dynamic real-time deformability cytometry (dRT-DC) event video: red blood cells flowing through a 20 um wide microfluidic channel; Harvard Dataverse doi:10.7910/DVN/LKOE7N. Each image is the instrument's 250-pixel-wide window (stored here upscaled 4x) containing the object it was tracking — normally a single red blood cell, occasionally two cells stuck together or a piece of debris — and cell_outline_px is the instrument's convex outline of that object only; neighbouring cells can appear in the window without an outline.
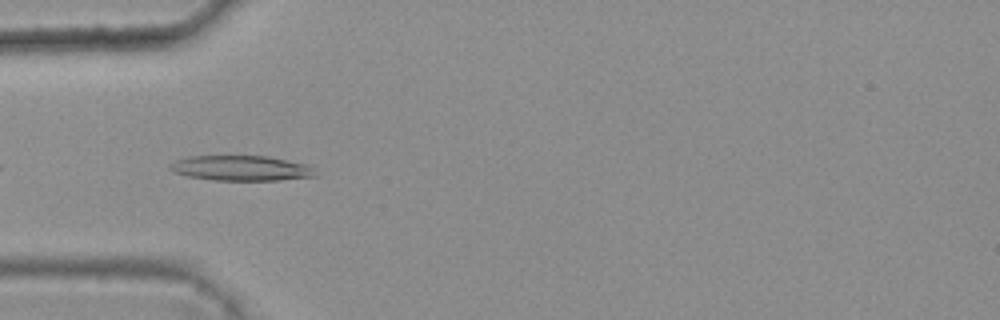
{"species": "common noctule bat (a hibernating species)", "species_latin": "Nyctalus noctula", "temperature_condition": "warm", "stored_images_in_passage": 5, "camera_frame_rate_fps": 3000, "um_per_image_px": 0.085, "animal": {"sex": "female", "body_mass_g": 25.1}, "frame": {"image": 1, "passage_image": 2, "time_ms": 0.333, "image_size_px": [1000, 320], "cell_outline_px": [[316, 176], [280, 180], [212, 180], [188, 176], [176, 172], [168, 168], [168, 164], [176, 160], [188, 156], [268, 156], [308, 164], [312, 168]], "centroid_in_image_um": [20.48, 14.29], "position_along_channel_um": 64.5, "area_um2": 21.27}}